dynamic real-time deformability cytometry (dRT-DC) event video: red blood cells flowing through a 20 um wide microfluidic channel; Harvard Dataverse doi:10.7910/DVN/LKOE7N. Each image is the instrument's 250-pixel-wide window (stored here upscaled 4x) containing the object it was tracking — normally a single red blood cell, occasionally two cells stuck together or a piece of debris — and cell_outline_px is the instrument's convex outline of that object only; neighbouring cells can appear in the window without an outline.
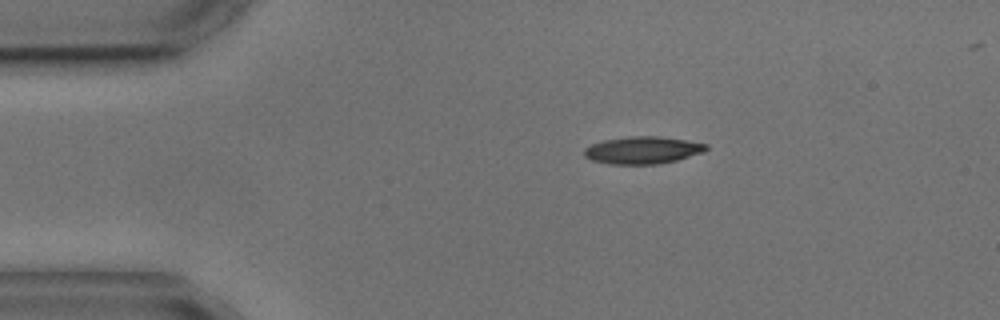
{"species": "common noctule bat (a hibernating species)", "species_latin": "Nyctalus noctula", "temperature_condition": "cold", "stored_images_in_passage": 4, "camera_frame_rate_fps": 3000, "um_per_image_px": 0.085, "animal": {"sex": "male", "body_mass_g": 17.9, "forearm_length_mm": 54.2}, "frame": {"image": 1, "passage_image": 1, "time_ms": 0.0, "image_size_px": [1000, 320], "cell_outline_px": [[708, 148], [704, 152], [676, 160], [656, 164], [612, 164], [592, 160], [584, 156], [584, 148], [592, 144], [604, 140], [628, 136], [660, 136], [708, 144]], "centroid_in_image_um": [54.62, 12.76], "position_along_channel_um": 30.4, "area_um2": 19.31}}
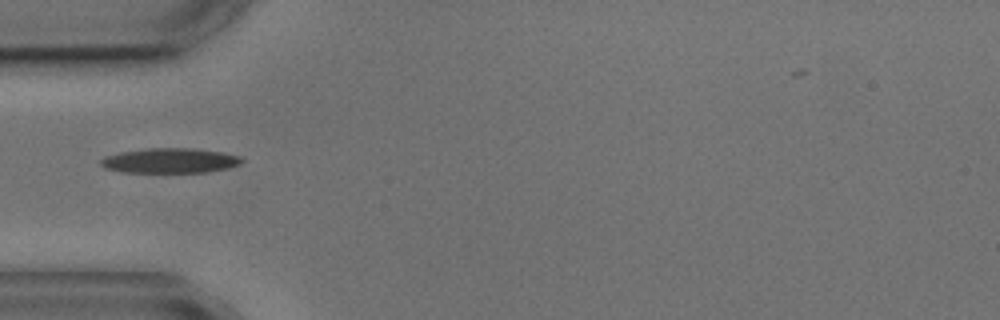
{"frame": {"image": 2, "passage_image": 2, "time_ms": 2.333, "image_size_px": [1000, 320], "cell_outline_px": [[244, 160], [240, 164], [228, 168], [204, 172], [120, 172], [104, 168], [100, 164], [100, 160], [104, 156], [120, 152], [148, 148], [192, 148], [220, 152], [240, 156]], "centroid_in_image_um": [14.41, 13.65], "position_along_channel_um": 70.6, "area_um2": 20.46}}